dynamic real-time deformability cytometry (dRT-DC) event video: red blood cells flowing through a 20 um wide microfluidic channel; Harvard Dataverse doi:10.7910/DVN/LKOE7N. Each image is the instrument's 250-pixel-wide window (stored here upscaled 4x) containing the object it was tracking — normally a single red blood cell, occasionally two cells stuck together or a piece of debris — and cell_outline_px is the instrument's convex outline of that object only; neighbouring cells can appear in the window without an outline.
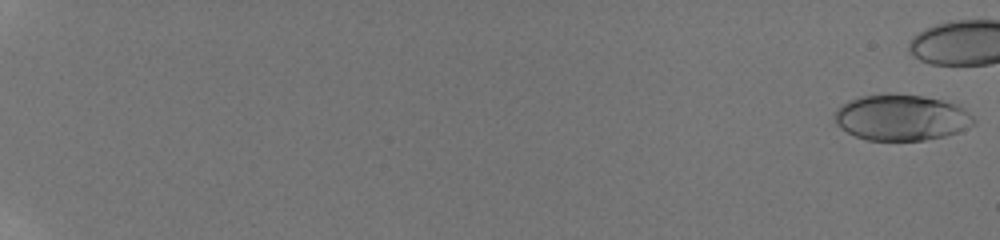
{"species": "human", "species_latin": "Homo sapiens", "temperature_condition": "room temperature", "stored_images_in_passage": 51, "camera_frame_rate_fps": 3000, "um_per_image_px": 0.085, "donor": {"sex": "male"}, "frame": {"image": 1, "passage_image": 1, "time_ms": 0.0, "image_size_px": [1000, 240], "cell_outline_px": [[976, 124], [956, 132], [944, 136], [924, 140], [868, 140], [856, 136], [840, 128], [836, 124], [836, 108], [840, 104], [848, 100], [860, 96], [888, 92], [924, 96], [956, 104], [964, 108], [976, 120]], "centroid_in_image_um": [76.6, 9.97], "position_along_channel_um": 8.4, "area_um2": 37.51}}
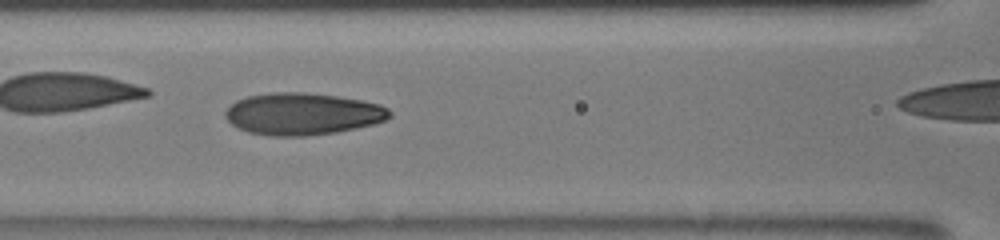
{"frame": {"image": 2, "passage_image": 30, "time_ms": 9.667, "image_size_px": [1000, 240], "cell_outline_px": [[392, 116], [384, 120], [372, 124], [356, 128], [336, 132], [304, 136], [272, 136], [248, 132], [236, 128], [224, 116], [224, 112], [236, 100], [248, 96], [272, 92], [304, 92], [336, 96], [360, 100], [380, 104], [388, 108], [392, 112]], "centroid_in_image_um": [25.7, 9.68], "position_along_channel_um": 140.9, "area_um2": 40.23}}